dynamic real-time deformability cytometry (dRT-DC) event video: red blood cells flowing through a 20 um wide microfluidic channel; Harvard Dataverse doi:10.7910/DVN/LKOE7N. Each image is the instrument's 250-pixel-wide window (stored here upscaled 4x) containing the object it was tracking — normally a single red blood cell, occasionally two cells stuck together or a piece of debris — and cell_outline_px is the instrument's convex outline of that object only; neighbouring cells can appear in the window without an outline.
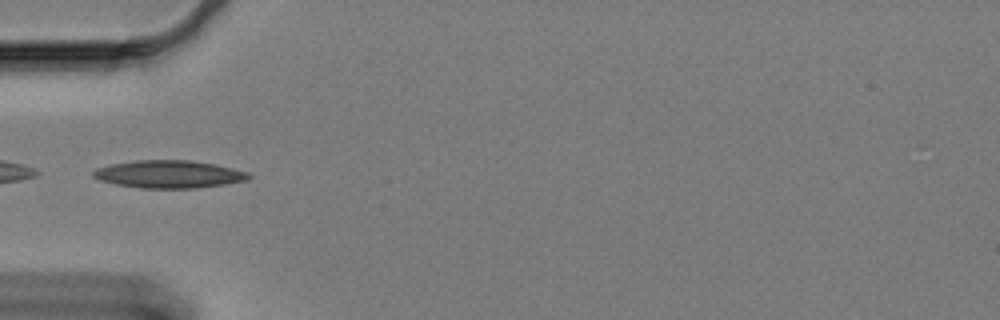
{"species": "Egyptian fruit bat (a non-hibernating species)", "species_latin": "Rousettus aegyptiacus", "temperature_condition": "cold", "stored_images_in_passage": 40, "camera_frame_rate_fps": 3000, "um_per_image_px": 0.085, "animal": {"sex": "female"}, "frame": {"image": 1, "passage_image": 1, "time_ms": 0.0, "image_size_px": [1000, 320], "cell_outline_px": [[252, 176], [248, 180], [224, 184], [196, 188], [140, 188], [116, 184], [100, 180], [92, 176], [92, 172], [96, 168], [112, 164], [136, 160], [188, 160], [212, 164], [232, 168], [248, 172]], "centroid_in_image_um": [14.35, 14.81], "position_along_channel_um": 70.7, "area_um2": 24.91}}
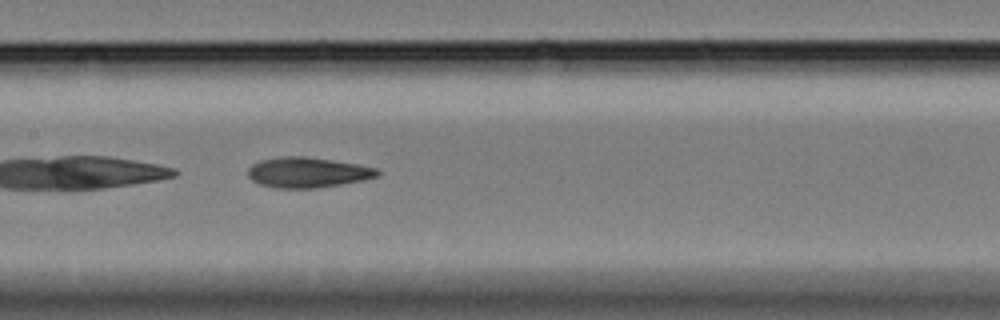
{"frame": {"image": 2, "passage_image": 11, "time_ms": 3.333, "image_size_px": [1000, 320], "cell_outline_px": [[380, 172], [376, 176], [364, 180], [316, 188], [276, 188], [260, 184], [252, 180], [248, 176], [248, 168], [252, 164], [260, 160], [280, 156], [304, 156], [332, 160], [356, 164], [376, 168]], "centroid_in_image_um": [26.1, 14.65], "position_along_channel_um": 181.3, "area_um2": 22.77}}
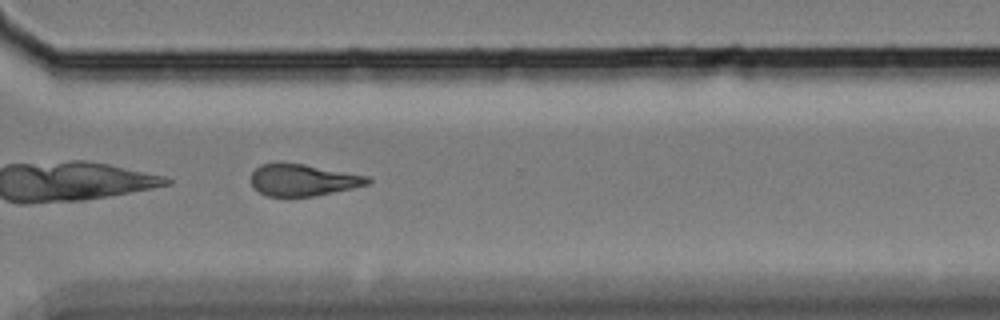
{"frame": {"image": 3, "passage_image": 26, "time_ms": 8.333, "image_size_px": [1000, 320], "cell_outline_px": [[372, 180], [368, 184], [352, 188], [312, 196], [268, 196], [260, 192], [252, 184], [252, 172], [260, 164], [280, 160], [304, 164], [368, 176]], "centroid_in_image_um": [25.72, 15.26], "position_along_channel_um": 344.9, "area_um2": 21.68}, "authors_computed_cell_mechanics": {"area_um2": 22.8021, "velocity_mm_per_s": 3.283, "shape_relaxation_time_tau1_ms": 7.3264, "shape_relaxation_time_tau2_ms": 5.507, "deformation_change_tau1": 0.1687, "deformation_change_tau2": 0.1404}}